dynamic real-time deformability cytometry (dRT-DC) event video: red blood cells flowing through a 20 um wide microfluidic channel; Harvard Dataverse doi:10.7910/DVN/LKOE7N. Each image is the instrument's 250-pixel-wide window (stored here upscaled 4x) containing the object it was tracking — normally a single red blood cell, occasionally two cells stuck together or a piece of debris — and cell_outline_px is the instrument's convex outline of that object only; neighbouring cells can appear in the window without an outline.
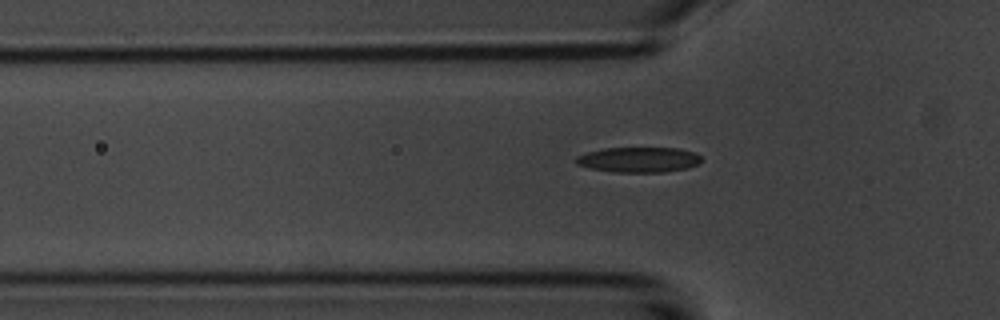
{"species": "common noctule bat (a hibernating species)", "species_latin": "Nyctalus noctula", "temperature_condition": "room temperature", "stored_images_in_passage": 35, "camera_frame_rate_fps": 3000, "um_per_image_px": 0.085, "animal": {"sex": "male", "body_mass_g": 20.1, "forearm_length_mm": 53.5}, "frame": {"image": 1, "passage_image": 4, "time_ms": 1.0, "image_size_px": [1000, 320], "cell_outline_px": [[700, 164], [688, 168], [664, 172], [612, 172], [592, 168], [576, 164], [576, 156], [588, 152], [604, 148], [676, 148], [696, 152], [700, 156]], "centroid_in_image_um": [54.32, 13.57], "position_along_channel_um": 71.5, "area_um2": 18.44}}
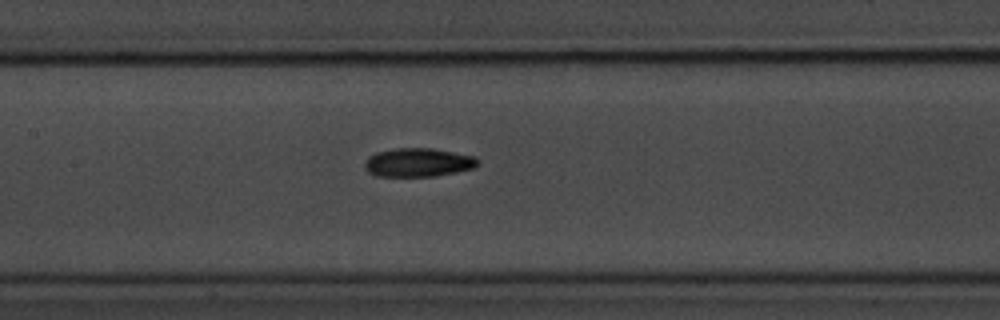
{"frame": {"image": 2, "passage_image": 12, "time_ms": 3.667, "image_size_px": [1000, 320], "cell_outline_px": [[480, 164], [476, 168], [436, 176], [376, 176], [368, 172], [364, 168], [364, 164], [368, 156], [376, 152], [396, 148], [432, 148], [476, 156], [480, 160]], "centroid_in_image_um": [35.58, 13.81], "position_along_channel_um": 171.8, "area_um2": 19.19}}
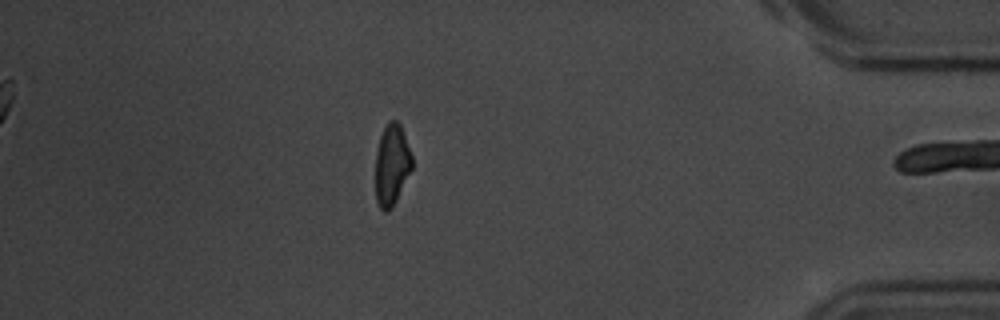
{"frame": {"image": 3, "passage_image": 34, "time_ms": 11.0, "image_size_px": [1000, 320], "cell_outline_px": [[412, 168], [392, 208], [388, 212], [384, 212], [380, 208], [376, 200], [376, 152], [380, 136], [388, 120], [396, 120], [400, 124], [412, 156]], "centroid_in_image_um": [33.29, 14.01], "position_along_channel_um": 401.9, "area_um2": 17.17}, "authors_computed_cell_mechanics": {"area_um2": 18.4382, "velocity_mm_per_s": 3.7239, "shape_relaxation_time_tau1_ms": 3.4188, "shape_relaxation_time_tau2_ms": 5.9371, "deformation_change_tau1": 0.1296, "deformation_change_tau2": 0.1417}}